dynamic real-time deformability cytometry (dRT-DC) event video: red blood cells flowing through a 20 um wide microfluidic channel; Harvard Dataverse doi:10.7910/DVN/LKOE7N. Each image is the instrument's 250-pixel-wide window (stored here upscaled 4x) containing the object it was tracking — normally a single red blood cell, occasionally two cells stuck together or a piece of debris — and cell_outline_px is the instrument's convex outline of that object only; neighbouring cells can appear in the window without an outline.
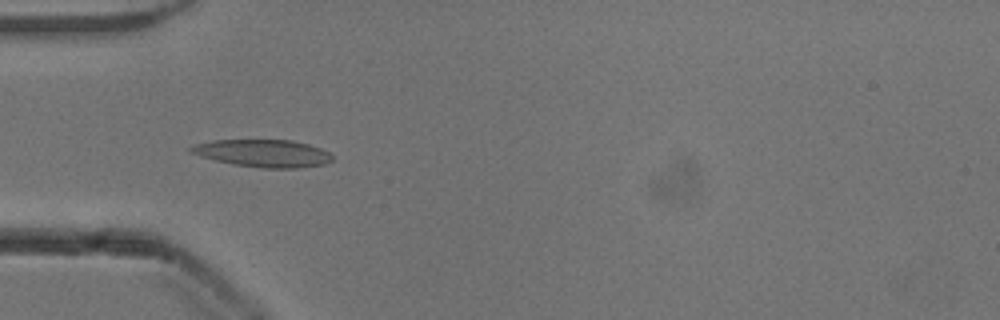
{"species": "common noctule bat (a hibernating species)", "species_latin": "Nyctalus noctula", "temperature_condition": "cold", "stored_images_in_passage": 27, "camera_frame_rate_fps": 3000, "um_per_image_px": 0.085, "animal": {"sex": "male", "body_mass_g": 13.3}, "frame": {"image": 1, "passage_image": 6, "time_ms": 1.667, "image_size_px": [1000, 320], "cell_outline_px": [[332, 160], [324, 164], [300, 168], [260, 168], [236, 164], [216, 160], [200, 156], [188, 152], [188, 148], [196, 144], [212, 140], [292, 140], [308, 144], [320, 148], [328, 152], [332, 156]], "centroid_in_image_um": [22.35, 13.02], "position_along_channel_um": 62.6, "area_um2": 22.54}}
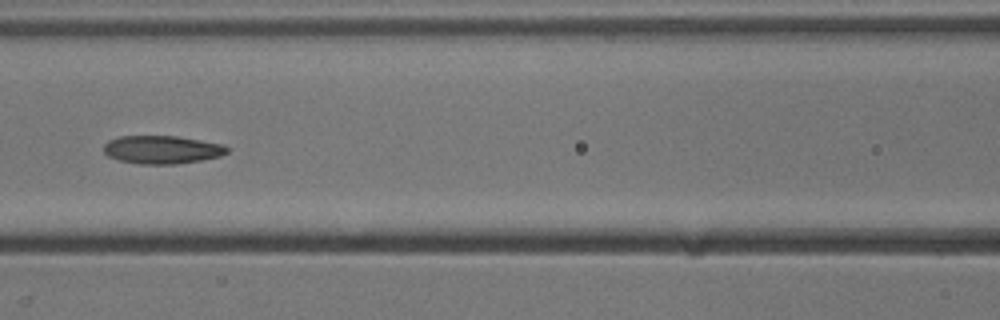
{"frame": {"image": 2, "passage_image": 13, "time_ms": 4.0, "image_size_px": [1000, 320], "cell_outline_px": [[228, 152], [220, 156], [200, 160], [176, 164], [140, 164], [120, 160], [108, 156], [104, 152], [104, 144], [108, 140], [120, 136], [176, 136], [224, 144], [228, 148]], "centroid_in_image_um": [13.77, 12.71], "position_along_channel_um": 152.8, "area_um2": 20.17}}
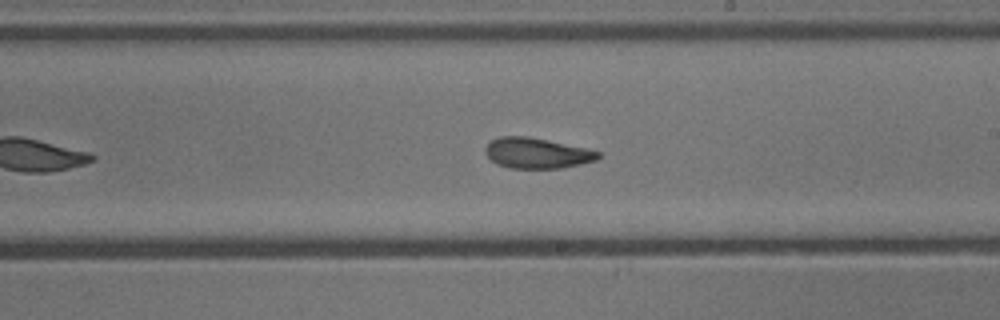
{"frame": {"image": 3, "passage_image": 20, "time_ms": 6.333, "image_size_px": [1000, 320], "cell_outline_px": [[600, 156], [596, 160], [580, 164], [560, 168], [508, 168], [496, 164], [484, 152], [484, 148], [492, 140], [500, 136], [528, 136], [584, 148], [600, 152]], "centroid_in_image_um": [45.59, 13.02], "position_along_channel_um": 243.4, "area_um2": 19.88}}